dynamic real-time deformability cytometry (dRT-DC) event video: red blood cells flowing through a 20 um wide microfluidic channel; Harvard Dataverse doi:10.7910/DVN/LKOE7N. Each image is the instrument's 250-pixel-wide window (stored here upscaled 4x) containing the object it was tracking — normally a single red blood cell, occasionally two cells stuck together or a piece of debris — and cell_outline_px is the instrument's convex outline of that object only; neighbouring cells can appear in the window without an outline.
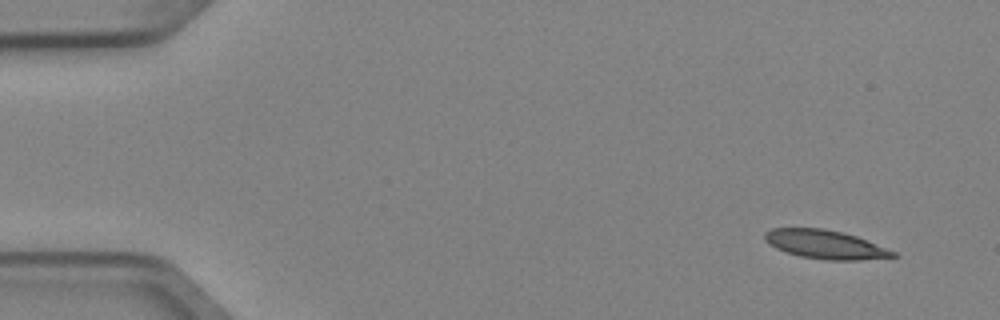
{"species": "Egyptian fruit bat (a non-hibernating species)", "species_latin": "Rousettus aegyptiacus", "temperature_condition": "cold", "stored_images_in_passage": 4, "camera_frame_rate_fps": 3000, "um_per_image_px": 0.085, "animal": {"sex": "female"}, "frame": {"image": 1, "passage_image": 1, "time_ms": 0.0, "image_size_px": [1000, 320], "cell_outline_px": [[900, 256], [860, 260], [828, 260], [800, 256], [776, 248], [764, 240], [764, 232], [772, 228], [824, 228], [844, 232], [856, 236], [896, 252]], "centroid_in_image_um": [70.15, 20.77], "position_along_channel_um": 14.9, "area_um2": 21.39}}
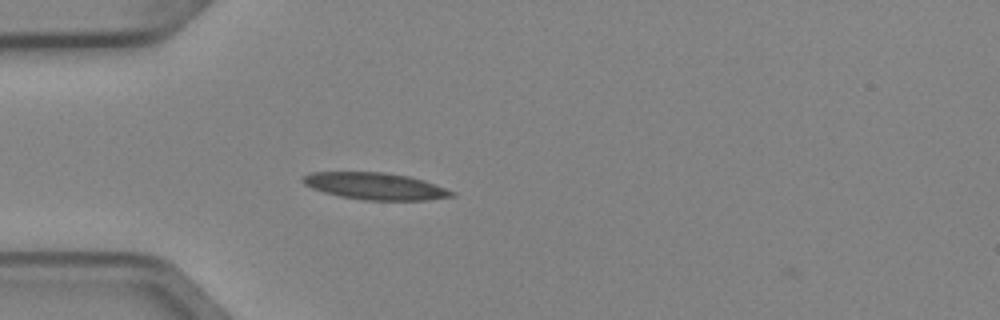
{"frame": {"image": 2, "passage_image": 4, "time_ms": 1.0, "image_size_px": [1000, 320], "cell_outline_px": [[456, 196], [428, 200], [364, 200], [340, 196], [324, 192], [312, 188], [304, 184], [300, 180], [304, 176], [312, 172], [384, 172], [408, 176], [424, 180], [456, 192]], "centroid_in_image_um": [31.92, 15.82], "position_along_channel_um": 53.1, "area_um2": 23.35}}